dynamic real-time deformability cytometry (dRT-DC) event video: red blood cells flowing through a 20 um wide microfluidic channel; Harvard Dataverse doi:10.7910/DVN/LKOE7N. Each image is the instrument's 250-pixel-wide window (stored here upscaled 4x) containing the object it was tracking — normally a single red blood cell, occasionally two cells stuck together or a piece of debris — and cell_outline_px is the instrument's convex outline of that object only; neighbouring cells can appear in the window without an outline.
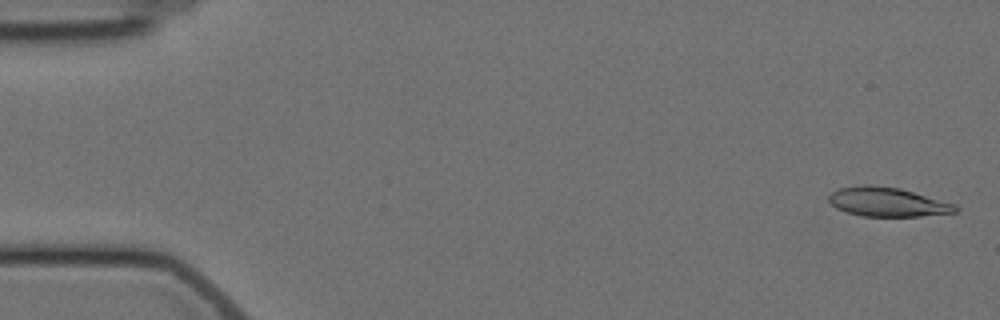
{"species": "Egyptian fruit bat (a non-hibernating species)", "species_latin": "Rousettus aegyptiacus", "temperature_condition": "cold", "stored_images_in_passage": 5, "camera_frame_rate_fps": 3000, "um_per_image_px": 0.085, "animal": {"sex": "female"}, "frame": {"image": 1, "passage_image": 1, "time_ms": 0.0, "image_size_px": [1000, 320], "cell_outline_px": [[960, 208], [956, 212], [920, 216], [864, 216], [848, 212], [836, 208], [828, 200], [828, 196], [832, 192], [840, 188], [864, 184], [872, 184], [900, 188], [956, 204]], "centroid_in_image_um": [75.45, 17.16], "position_along_channel_um": 9.6, "area_um2": 21.5}}
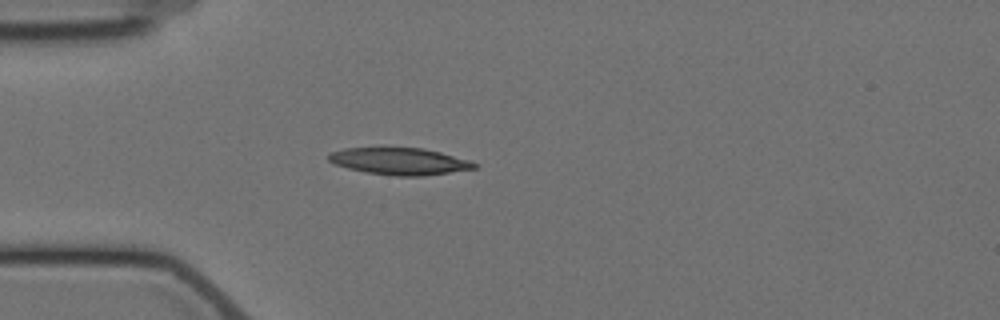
{"frame": {"image": 2, "passage_image": 5, "time_ms": 4.667, "image_size_px": [1000, 320], "cell_outline_px": [[480, 164], [476, 168], [424, 176], [396, 176], [364, 172], [348, 168], [336, 164], [328, 160], [328, 156], [332, 152], [344, 148], [424, 148], [472, 160]], "centroid_in_image_um": [34.02, 13.71], "position_along_channel_um": 51.0, "area_um2": 22.89}}